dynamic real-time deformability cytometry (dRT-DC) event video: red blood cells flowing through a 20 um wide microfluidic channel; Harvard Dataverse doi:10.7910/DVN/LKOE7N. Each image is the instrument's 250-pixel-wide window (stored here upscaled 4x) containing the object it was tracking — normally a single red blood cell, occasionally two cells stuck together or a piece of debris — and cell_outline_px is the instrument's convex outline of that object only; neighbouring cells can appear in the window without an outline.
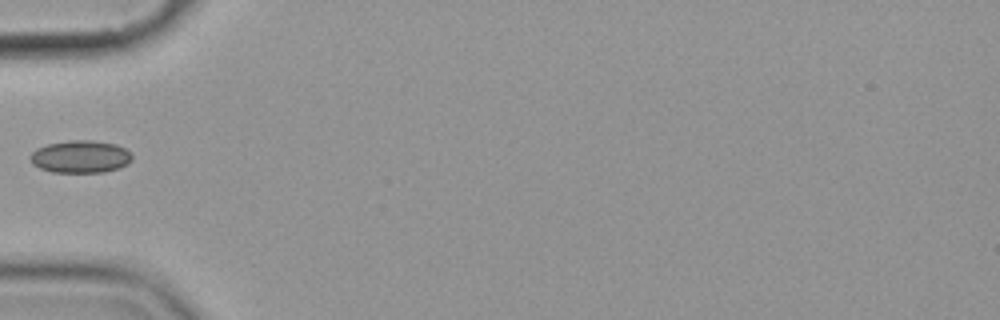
{"species": "common noctule bat (a hibernating species)", "species_latin": "Nyctalus noctula", "temperature_condition": "cold", "stored_images_in_passage": 4, "camera_frame_rate_fps": 3000, "um_per_image_px": 0.085, "animal": {"sex": "female", "body_mass_g": 19.9}, "frame": {"image": 1, "passage_image": 3, "time_ms": 2.333, "image_size_px": [1000, 320], "cell_outline_px": [[132, 160], [128, 164], [104, 172], [52, 172], [40, 168], [32, 164], [28, 156], [36, 148], [48, 144], [72, 140], [92, 140], [116, 144], [132, 152]], "centroid_in_image_um": [6.83, 13.31], "position_along_channel_um": 78.2, "area_um2": 19.36}}
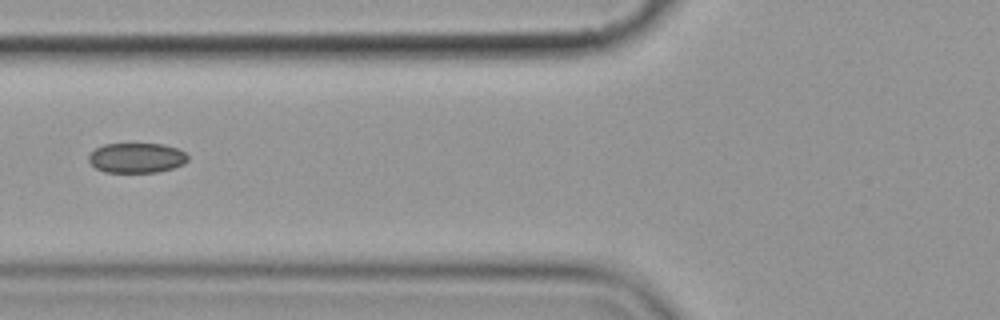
{"frame": {"image": 2, "passage_image": 4, "time_ms": 3.333, "image_size_px": [1000, 320], "cell_outline_px": [[188, 160], [184, 164], [172, 168], [156, 172], [104, 172], [96, 168], [88, 160], [88, 156], [96, 148], [104, 144], [164, 144], [176, 148], [184, 152], [188, 156]], "centroid_in_image_um": [11.61, 13.42], "position_along_channel_um": 114.2, "area_um2": 17.22}}